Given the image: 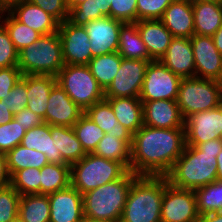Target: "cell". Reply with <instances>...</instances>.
Here are the masks:
<instances>
[{"label": "cell", "mask_w": 222, "mask_h": 222, "mask_svg": "<svg viewBox=\"0 0 222 222\" xmlns=\"http://www.w3.org/2000/svg\"><path fill=\"white\" fill-rule=\"evenodd\" d=\"M27 75H23L18 83L11 89L10 94L2 100L15 115L27 107Z\"/></svg>", "instance_id": "43"}, {"label": "cell", "mask_w": 222, "mask_h": 222, "mask_svg": "<svg viewBox=\"0 0 222 222\" xmlns=\"http://www.w3.org/2000/svg\"><path fill=\"white\" fill-rule=\"evenodd\" d=\"M24 0H0V11L8 10L12 5Z\"/></svg>", "instance_id": "55"}, {"label": "cell", "mask_w": 222, "mask_h": 222, "mask_svg": "<svg viewBox=\"0 0 222 222\" xmlns=\"http://www.w3.org/2000/svg\"><path fill=\"white\" fill-rule=\"evenodd\" d=\"M50 132L55 140L57 164L71 165L86 155L72 127L50 125Z\"/></svg>", "instance_id": "23"}, {"label": "cell", "mask_w": 222, "mask_h": 222, "mask_svg": "<svg viewBox=\"0 0 222 222\" xmlns=\"http://www.w3.org/2000/svg\"><path fill=\"white\" fill-rule=\"evenodd\" d=\"M18 215L23 222H49L50 205L48 195H22L19 201Z\"/></svg>", "instance_id": "31"}, {"label": "cell", "mask_w": 222, "mask_h": 222, "mask_svg": "<svg viewBox=\"0 0 222 222\" xmlns=\"http://www.w3.org/2000/svg\"><path fill=\"white\" fill-rule=\"evenodd\" d=\"M181 78L175 75L160 61L149 62L139 99L142 102L153 100L177 101Z\"/></svg>", "instance_id": "9"}, {"label": "cell", "mask_w": 222, "mask_h": 222, "mask_svg": "<svg viewBox=\"0 0 222 222\" xmlns=\"http://www.w3.org/2000/svg\"><path fill=\"white\" fill-rule=\"evenodd\" d=\"M81 222H112V221H101V220H93L86 217H83Z\"/></svg>", "instance_id": "58"}, {"label": "cell", "mask_w": 222, "mask_h": 222, "mask_svg": "<svg viewBox=\"0 0 222 222\" xmlns=\"http://www.w3.org/2000/svg\"><path fill=\"white\" fill-rule=\"evenodd\" d=\"M185 145V128L143 125L133 134L130 171L137 176H166Z\"/></svg>", "instance_id": "1"}, {"label": "cell", "mask_w": 222, "mask_h": 222, "mask_svg": "<svg viewBox=\"0 0 222 222\" xmlns=\"http://www.w3.org/2000/svg\"><path fill=\"white\" fill-rule=\"evenodd\" d=\"M110 17L124 23L137 22V0H110Z\"/></svg>", "instance_id": "45"}, {"label": "cell", "mask_w": 222, "mask_h": 222, "mask_svg": "<svg viewBox=\"0 0 222 222\" xmlns=\"http://www.w3.org/2000/svg\"><path fill=\"white\" fill-rule=\"evenodd\" d=\"M57 83L52 75H27V107L44 119L46 123V110L48 98L52 87Z\"/></svg>", "instance_id": "25"}, {"label": "cell", "mask_w": 222, "mask_h": 222, "mask_svg": "<svg viewBox=\"0 0 222 222\" xmlns=\"http://www.w3.org/2000/svg\"><path fill=\"white\" fill-rule=\"evenodd\" d=\"M111 105L117 121L135 134L143 125V105L139 98H105Z\"/></svg>", "instance_id": "26"}, {"label": "cell", "mask_w": 222, "mask_h": 222, "mask_svg": "<svg viewBox=\"0 0 222 222\" xmlns=\"http://www.w3.org/2000/svg\"><path fill=\"white\" fill-rule=\"evenodd\" d=\"M160 20L173 37L190 39L194 35L193 7L188 0L173 1Z\"/></svg>", "instance_id": "21"}, {"label": "cell", "mask_w": 222, "mask_h": 222, "mask_svg": "<svg viewBox=\"0 0 222 222\" xmlns=\"http://www.w3.org/2000/svg\"><path fill=\"white\" fill-rule=\"evenodd\" d=\"M127 171L120 162L88 153L70 165L71 186L84 194L120 179Z\"/></svg>", "instance_id": "6"}, {"label": "cell", "mask_w": 222, "mask_h": 222, "mask_svg": "<svg viewBox=\"0 0 222 222\" xmlns=\"http://www.w3.org/2000/svg\"><path fill=\"white\" fill-rule=\"evenodd\" d=\"M83 114L84 111L56 83L48 98L46 123L53 126L72 127Z\"/></svg>", "instance_id": "17"}, {"label": "cell", "mask_w": 222, "mask_h": 222, "mask_svg": "<svg viewBox=\"0 0 222 222\" xmlns=\"http://www.w3.org/2000/svg\"><path fill=\"white\" fill-rule=\"evenodd\" d=\"M6 157L10 176H12L16 171L28 167L41 169L49 163L44 153L26 148L21 144L8 151L6 153Z\"/></svg>", "instance_id": "32"}, {"label": "cell", "mask_w": 222, "mask_h": 222, "mask_svg": "<svg viewBox=\"0 0 222 222\" xmlns=\"http://www.w3.org/2000/svg\"><path fill=\"white\" fill-rule=\"evenodd\" d=\"M118 54L125 59L154 61L137 29V22L123 23L120 28Z\"/></svg>", "instance_id": "28"}, {"label": "cell", "mask_w": 222, "mask_h": 222, "mask_svg": "<svg viewBox=\"0 0 222 222\" xmlns=\"http://www.w3.org/2000/svg\"><path fill=\"white\" fill-rule=\"evenodd\" d=\"M194 190L181 189L168 183L161 205V222H199Z\"/></svg>", "instance_id": "10"}, {"label": "cell", "mask_w": 222, "mask_h": 222, "mask_svg": "<svg viewBox=\"0 0 222 222\" xmlns=\"http://www.w3.org/2000/svg\"><path fill=\"white\" fill-rule=\"evenodd\" d=\"M122 57L118 52L93 57L88 66L92 75L105 91L117 75L121 65Z\"/></svg>", "instance_id": "34"}, {"label": "cell", "mask_w": 222, "mask_h": 222, "mask_svg": "<svg viewBox=\"0 0 222 222\" xmlns=\"http://www.w3.org/2000/svg\"><path fill=\"white\" fill-rule=\"evenodd\" d=\"M191 3H196V2H222V0H188Z\"/></svg>", "instance_id": "57"}, {"label": "cell", "mask_w": 222, "mask_h": 222, "mask_svg": "<svg viewBox=\"0 0 222 222\" xmlns=\"http://www.w3.org/2000/svg\"><path fill=\"white\" fill-rule=\"evenodd\" d=\"M14 119V114L9 110V107L0 100V125L8 123Z\"/></svg>", "instance_id": "50"}, {"label": "cell", "mask_w": 222, "mask_h": 222, "mask_svg": "<svg viewBox=\"0 0 222 222\" xmlns=\"http://www.w3.org/2000/svg\"><path fill=\"white\" fill-rule=\"evenodd\" d=\"M18 67L0 68V100L10 94L11 89L22 78Z\"/></svg>", "instance_id": "47"}, {"label": "cell", "mask_w": 222, "mask_h": 222, "mask_svg": "<svg viewBox=\"0 0 222 222\" xmlns=\"http://www.w3.org/2000/svg\"><path fill=\"white\" fill-rule=\"evenodd\" d=\"M20 144L44 153L49 163H56V145L49 124L43 123L27 130Z\"/></svg>", "instance_id": "30"}, {"label": "cell", "mask_w": 222, "mask_h": 222, "mask_svg": "<svg viewBox=\"0 0 222 222\" xmlns=\"http://www.w3.org/2000/svg\"><path fill=\"white\" fill-rule=\"evenodd\" d=\"M221 102V91L216 80L196 77L181 79L177 104L184 120L195 113L215 109Z\"/></svg>", "instance_id": "8"}, {"label": "cell", "mask_w": 222, "mask_h": 222, "mask_svg": "<svg viewBox=\"0 0 222 222\" xmlns=\"http://www.w3.org/2000/svg\"><path fill=\"white\" fill-rule=\"evenodd\" d=\"M0 23L6 28L18 52L24 47L34 44L42 36L31 27L16 20L7 10L1 11Z\"/></svg>", "instance_id": "33"}, {"label": "cell", "mask_w": 222, "mask_h": 222, "mask_svg": "<svg viewBox=\"0 0 222 222\" xmlns=\"http://www.w3.org/2000/svg\"><path fill=\"white\" fill-rule=\"evenodd\" d=\"M98 0H86L78 6L71 8L68 14V21L76 26H85L91 20L103 18L100 12Z\"/></svg>", "instance_id": "39"}, {"label": "cell", "mask_w": 222, "mask_h": 222, "mask_svg": "<svg viewBox=\"0 0 222 222\" xmlns=\"http://www.w3.org/2000/svg\"><path fill=\"white\" fill-rule=\"evenodd\" d=\"M58 33L65 65H88L93 57L85 27L73 25L65 20L59 24Z\"/></svg>", "instance_id": "12"}, {"label": "cell", "mask_w": 222, "mask_h": 222, "mask_svg": "<svg viewBox=\"0 0 222 222\" xmlns=\"http://www.w3.org/2000/svg\"><path fill=\"white\" fill-rule=\"evenodd\" d=\"M137 29L149 56L154 61H159L166 53L173 38L170 31L160 19L137 21Z\"/></svg>", "instance_id": "22"}, {"label": "cell", "mask_w": 222, "mask_h": 222, "mask_svg": "<svg viewBox=\"0 0 222 222\" xmlns=\"http://www.w3.org/2000/svg\"><path fill=\"white\" fill-rule=\"evenodd\" d=\"M65 1L68 10H70L71 8L78 6L79 4L83 3L86 0H65Z\"/></svg>", "instance_id": "56"}, {"label": "cell", "mask_w": 222, "mask_h": 222, "mask_svg": "<svg viewBox=\"0 0 222 222\" xmlns=\"http://www.w3.org/2000/svg\"><path fill=\"white\" fill-rule=\"evenodd\" d=\"M14 120H16L26 131L45 123L42 117L30 111L28 108L16 113L14 115Z\"/></svg>", "instance_id": "48"}, {"label": "cell", "mask_w": 222, "mask_h": 222, "mask_svg": "<svg viewBox=\"0 0 222 222\" xmlns=\"http://www.w3.org/2000/svg\"><path fill=\"white\" fill-rule=\"evenodd\" d=\"M199 222H222V214L218 212L200 215Z\"/></svg>", "instance_id": "51"}, {"label": "cell", "mask_w": 222, "mask_h": 222, "mask_svg": "<svg viewBox=\"0 0 222 222\" xmlns=\"http://www.w3.org/2000/svg\"><path fill=\"white\" fill-rule=\"evenodd\" d=\"M173 1L175 0H137V21L161 19Z\"/></svg>", "instance_id": "42"}, {"label": "cell", "mask_w": 222, "mask_h": 222, "mask_svg": "<svg viewBox=\"0 0 222 222\" xmlns=\"http://www.w3.org/2000/svg\"><path fill=\"white\" fill-rule=\"evenodd\" d=\"M84 113L97 124L104 133L124 140L131 147L133 134L117 121L114 111L106 99L96 102L87 108Z\"/></svg>", "instance_id": "24"}, {"label": "cell", "mask_w": 222, "mask_h": 222, "mask_svg": "<svg viewBox=\"0 0 222 222\" xmlns=\"http://www.w3.org/2000/svg\"><path fill=\"white\" fill-rule=\"evenodd\" d=\"M50 205L49 222H81L83 196L71 185L66 189L48 194Z\"/></svg>", "instance_id": "16"}, {"label": "cell", "mask_w": 222, "mask_h": 222, "mask_svg": "<svg viewBox=\"0 0 222 222\" xmlns=\"http://www.w3.org/2000/svg\"><path fill=\"white\" fill-rule=\"evenodd\" d=\"M26 130L16 121L0 125V151L7 153L22 141Z\"/></svg>", "instance_id": "41"}, {"label": "cell", "mask_w": 222, "mask_h": 222, "mask_svg": "<svg viewBox=\"0 0 222 222\" xmlns=\"http://www.w3.org/2000/svg\"><path fill=\"white\" fill-rule=\"evenodd\" d=\"M217 160V181H222V150L216 156Z\"/></svg>", "instance_id": "54"}, {"label": "cell", "mask_w": 222, "mask_h": 222, "mask_svg": "<svg viewBox=\"0 0 222 222\" xmlns=\"http://www.w3.org/2000/svg\"><path fill=\"white\" fill-rule=\"evenodd\" d=\"M70 185L69 164L48 163L40 169V194L48 195Z\"/></svg>", "instance_id": "29"}, {"label": "cell", "mask_w": 222, "mask_h": 222, "mask_svg": "<svg viewBox=\"0 0 222 222\" xmlns=\"http://www.w3.org/2000/svg\"><path fill=\"white\" fill-rule=\"evenodd\" d=\"M186 145L198 144L222 138V109L217 107L201 111L185 120Z\"/></svg>", "instance_id": "13"}, {"label": "cell", "mask_w": 222, "mask_h": 222, "mask_svg": "<svg viewBox=\"0 0 222 222\" xmlns=\"http://www.w3.org/2000/svg\"><path fill=\"white\" fill-rule=\"evenodd\" d=\"M77 139L86 154L93 153L99 141L104 137L103 130L84 113L72 126Z\"/></svg>", "instance_id": "37"}, {"label": "cell", "mask_w": 222, "mask_h": 222, "mask_svg": "<svg viewBox=\"0 0 222 222\" xmlns=\"http://www.w3.org/2000/svg\"><path fill=\"white\" fill-rule=\"evenodd\" d=\"M93 154L120 162L127 170H130L131 148L124 140L116 136L105 133Z\"/></svg>", "instance_id": "35"}, {"label": "cell", "mask_w": 222, "mask_h": 222, "mask_svg": "<svg viewBox=\"0 0 222 222\" xmlns=\"http://www.w3.org/2000/svg\"><path fill=\"white\" fill-rule=\"evenodd\" d=\"M144 125L155 128H185V120L177 101L153 100L142 102Z\"/></svg>", "instance_id": "18"}, {"label": "cell", "mask_w": 222, "mask_h": 222, "mask_svg": "<svg viewBox=\"0 0 222 222\" xmlns=\"http://www.w3.org/2000/svg\"><path fill=\"white\" fill-rule=\"evenodd\" d=\"M137 177L136 174L128 170L120 179L82 194L84 217L120 222L129 189Z\"/></svg>", "instance_id": "4"}, {"label": "cell", "mask_w": 222, "mask_h": 222, "mask_svg": "<svg viewBox=\"0 0 222 222\" xmlns=\"http://www.w3.org/2000/svg\"><path fill=\"white\" fill-rule=\"evenodd\" d=\"M16 20L31 27L41 35L58 31L59 23L38 5L24 0L7 10Z\"/></svg>", "instance_id": "20"}, {"label": "cell", "mask_w": 222, "mask_h": 222, "mask_svg": "<svg viewBox=\"0 0 222 222\" xmlns=\"http://www.w3.org/2000/svg\"><path fill=\"white\" fill-rule=\"evenodd\" d=\"M215 47L218 49L219 53L222 55V25L212 36Z\"/></svg>", "instance_id": "52"}, {"label": "cell", "mask_w": 222, "mask_h": 222, "mask_svg": "<svg viewBox=\"0 0 222 222\" xmlns=\"http://www.w3.org/2000/svg\"><path fill=\"white\" fill-rule=\"evenodd\" d=\"M56 80L83 111L105 99V91L92 75L88 65H64Z\"/></svg>", "instance_id": "7"}, {"label": "cell", "mask_w": 222, "mask_h": 222, "mask_svg": "<svg viewBox=\"0 0 222 222\" xmlns=\"http://www.w3.org/2000/svg\"><path fill=\"white\" fill-rule=\"evenodd\" d=\"M10 222H23V220L20 218V216L18 215L17 217H15L13 220H11Z\"/></svg>", "instance_id": "60"}, {"label": "cell", "mask_w": 222, "mask_h": 222, "mask_svg": "<svg viewBox=\"0 0 222 222\" xmlns=\"http://www.w3.org/2000/svg\"><path fill=\"white\" fill-rule=\"evenodd\" d=\"M20 197L10 184L0 187V222H10L18 216Z\"/></svg>", "instance_id": "40"}, {"label": "cell", "mask_w": 222, "mask_h": 222, "mask_svg": "<svg viewBox=\"0 0 222 222\" xmlns=\"http://www.w3.org/2000/svg\"><path fill=\"white\" fill-rule=\"evenodd\" d=\"M123 23L112 17H103L84 26L91 43L92 57L117 52Z\"/></svg>", "instance_id": "14"}, {"label": "cell", "mask_w": 222, "mask_h": 222, "mask_svg": "<svg viewBox=\"0 0 222 222\" xmlns=\"http://www.w3.org/2000/svg\"><path fill=\"white\" fill-rule=\"evenodd\" d=\"M217 82H218V85H219V88L221 91V96H222V72H221V75H220L219 79L217 80Z\"/></svg>", "instance_id": "59"}, {"label": "cell", "mask_w": 222, "mask_h": 222, "mask_svg": "<svg viewBox=\"0 0 222 222\" xmlns=\"http://www.w3.org/2000/svg\"><path fill=\"white\" fill-rule=\"evenodd\" d=\"M194 35L213 36L222 25V2L192 3Z\"/></svg>", "instance_id": "27"}, {"label": "cell", "mask_w": 222, "mask_h": 222, "mask_svg": "<svg viewBox=\"0 0 222 222\" xmlns=\"http://www.w3.org/2000/svg\"><path fill=\"white\" fill-rule=\"evenodd\" d=\"M10 185L22 196L40 194V169L25 168L11 176Z\"/></svg>", "instance_id": "38"}, {"label": "cell", "mask_w": 222, "mask_h": 222, "mask_svg": "<svg viewBox=\"0 0 222 222\" xmlns=\"http://www.w3.org/2000/svg\"><path fill=\"white\" fill-rule=\"evenodd\" d=\"M62 42L58 31L42 35L34 44L18 54V65L23 75L57 76L64 67Z\"/></svg>", "instance_id": "5"}, {"label": "cell", "mask_w": 222, "mask_h": 222, "mask_svg": "<svg viewBox=\"0 0 222 222\" xmlns=\"http://www.w3.org/2000/svg\"><path fill=\"white\" fill-rule=\"evenodd\" d=\"M222 150V138L197 146L185 145L183 153L166 175L168 182L181 189L206 186L217 180L216 156Z\"/></svg>", "instance_id": "2"}, {"label": "cell", "mask_w": 222, "mask_h": 222, "mask_svg": "<svg viewBox=\"0 0 222 222\" xmlns=\"http://www.w3.org/2000/svg\"><path fill=\"white\" fill-rule=\"evenodd\" d=\"M18 54L6 28L0 23V68L17 67Z\"/></svg>", "instance_id": "44"}, {"label": "cell", "mask_w": 222, "mask_h": 222, "mask_svg": "<svg viewBox=\"0 0 222 222\" xmlns=\"http://www.w3.org/2000/svg\"><path fill=\"white\" fill-rule=\"evenodd\" d=\"M149 62L122 58L117 75L105 90V98H139Z\"/></svg>", "instance_id": "11"}, {"label": "cell", "mask_w": 222, "mask_h": 222, "mask_svg": "<svg viewBox=\"0 0 222 222\" xmlns=\"http://www.w3.org/2000/svg\"><path fill=\"white\" fill-rule=\"evenodd\" d=\"M100 3V12L104 17H110V0H98Z\"/></svg>", "instance_id": "53"}, {"label": "cell", "mask_w": 222, "mask_h": 222, "mask_svg": "<svg viewBox=\"0 0 222 222\" xmlns=\"http://www.w3.org/2000/svg\"><path fill=\"white\" fill-rule=\"evenodd\" d=\"M166 176H138L131 184L120 222H161Z\"/></svg>", "instance_id": "3"}, {"label": "cell", "mask_w": 222, "mask_h": 222, "mask_svg": "<svg viewBox=\"0 0 222 222\" xmlns=\"http://www.w3.org/2000/svg\"><path fill=\"white\" fill-rule=\"evenodd\" d=\"M51 15L59 24L68 19L69 10L65 0H28Z\"/></svg>", "instance_id": "46"}, {"label": "cell", "mask_w": 222, "mask_h": 222, "mask_svg": "<svg viewBox=\"0 0 222 222\" xmlns=\"http://www.w3.org/2000/svg\"><path fill=\"white\" fill-rule=\"evenodd\" d=\"M11 183V176L7 167L6 153L0 151V187Z\"/></svg>", "instance_id": "49"}, {"label": "cell", "mask_w": 222, "mask_h": 222, "mask_svg": "<svg viewBox=\"0 0 222 222\" xmlns=\"http://www.w3.org/2000/svg\"><path fill=\"white\" fill-rule=\"evenodd\" d=\"M159 61L181 79L195 77V61L189 38L173 37Z\"/></svg>", "instance_id": "19"}, {"label": "cell", "mask_w": 222, "mask_h": 222, "mask_svg": "<svg viewBox=\"0 0 222 222\" xmlns=\"http://www.w3.org/2000/svg\"><path fill=\"white\" fill-rule=\"evenodd\" d=\"M194 191L199 215L218 213L222 210V181L216 180Z\"/></svg>", "instance_id": "36"}, {"label": "cell", "mask_w": 222, "mask_h": 222, "mask_svg": "<svg viewBox=\"0 0 222 222\" xmlns=\"http://www.w3.org/2000/svg\"><path fill=\"white\" fill-rule=\"evenodd\" d=\"M190 41L195 61V77L217 81L222 72V55L215 47L212 37L193 35Z\"/></svg>", "instance_id": "15"}]
</instances>
